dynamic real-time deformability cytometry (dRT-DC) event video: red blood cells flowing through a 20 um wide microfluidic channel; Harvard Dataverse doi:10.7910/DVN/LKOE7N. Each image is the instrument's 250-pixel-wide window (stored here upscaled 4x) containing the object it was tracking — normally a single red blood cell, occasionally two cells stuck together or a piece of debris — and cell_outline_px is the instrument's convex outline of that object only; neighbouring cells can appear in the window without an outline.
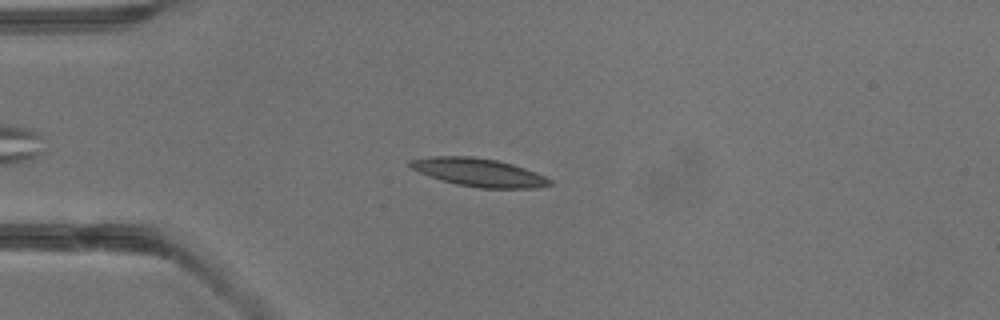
{"species": "common noctule bat (a hibernating species)", "species_latin": "Nyctalus noctula", "temperature_condition": "warm", "stored_images_in_passage": 2, "camera_frame_rate_fps": 3000, "um_per_image_px": 0.085, "animal": {"sex": "male", "body_mass_g": 13.3}, "frame": {"image": 1, "passage_image": 2, "time_ms": 1.0, "image_size_px": [1000, 320], "cell_outline_px": [[552, 184], [536, 188], [480, 188], [456, 184], [440, 180], [408, 168], [408, 160], [432, 156], [472, 156], [496, 160], [512, 164], [536, 172], [552, 180]], "centroid_in_image_um": [40.65, 14.65], "position_along_channel_um": 44.3, "area_um2": 23.0}}